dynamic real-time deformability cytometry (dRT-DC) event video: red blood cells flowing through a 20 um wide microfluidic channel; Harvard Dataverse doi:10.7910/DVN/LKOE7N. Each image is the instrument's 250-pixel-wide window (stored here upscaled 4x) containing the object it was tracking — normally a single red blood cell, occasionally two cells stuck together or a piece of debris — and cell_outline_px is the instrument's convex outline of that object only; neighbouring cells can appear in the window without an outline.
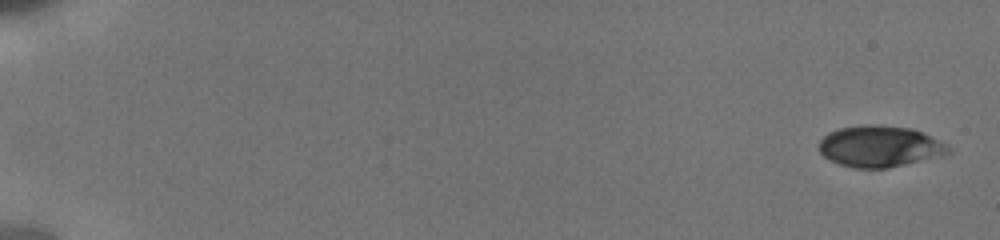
{"species": "human", "species_latin": "Homo sapiens", "temperature_condition": "cold", "stored_images_in_passage": 8, "camera_frame_rate_fps": 3000, "um_per_image_px": 0.085, "donor": {"sex": "male"}, "frame": {"image": 1, "passage_image": 1, "time_ms": 0.0, "image_size_px": [1000, 240], "cell_outline_px": [[952, 152], [888, 168], [856, 168], [840, 164], [824, 156], [820, 152], [820, 140], [828, 132], [840, 128], [864, 124], [876, 124], [912, 128], [948, 144], [952, 148]], "centroid_in_image_um": [74.78, 12.42], "position_along_channel_um": 10.2, "area_um2": 30.87}}
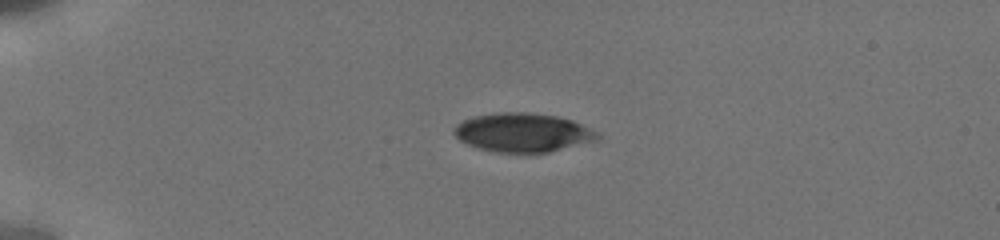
{"frame": {"image": 2, "passage_image": 5, "time_ms": 4.333, "image_size_px": [1000, 240], "cell_outline_px": [[600, 136], [596, 140], [548, 152], [496, 152], [476, 148], [460, 140], [452, 132], [452, 128], [456, 124], [464, 120], [476, 116], [500, 112], [528, 112], [556, 116], [572, 120], [596, 132]], "centroid_in_image_um": [44.38, 11.26], "position_along_channel_um": 40.6, "area_um2": 32.14}}
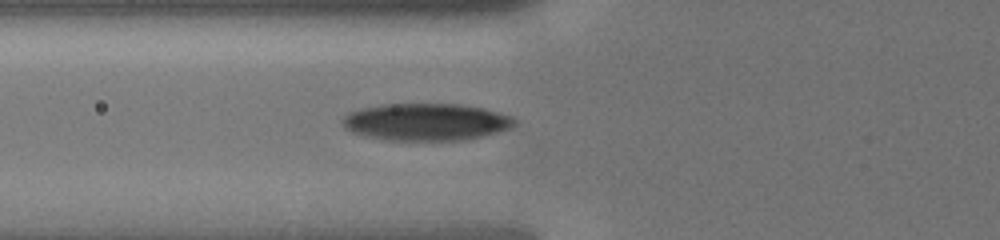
{"frame": {"image": 3, "passage_image": 8, "time_ms": 7.0, "image_size_px": [1000, 240], "cell_outline_px": [[516, 124], [508, 128], [484, 136], [464, 140], [384, 140], [352, 132], [344, 128], [340, 120], [348, 112], [360, 108], [384, 104], [460, 104], [484, 108], [512, 116], [516, 120]], "centroid_in_image_um": [36.19, 10.36], "position_along_channel_um": 89.6, "area_um2": 37.4}}